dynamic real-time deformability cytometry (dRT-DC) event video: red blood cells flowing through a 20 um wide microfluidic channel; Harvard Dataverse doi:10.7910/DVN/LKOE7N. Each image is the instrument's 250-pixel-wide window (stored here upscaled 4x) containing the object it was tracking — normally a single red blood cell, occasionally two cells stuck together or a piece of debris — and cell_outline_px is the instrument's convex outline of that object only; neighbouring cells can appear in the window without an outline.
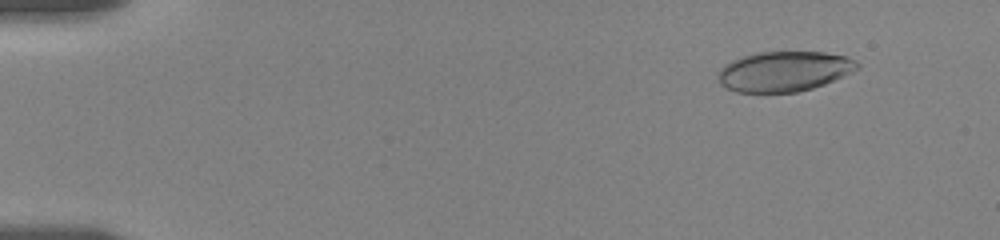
{"species": "human", "species_latin": "Homo sapiens", "temperature_condition": "room temperature", "stored_images_in_passage": 58, "camera_frame_rate_fps": 3000, "um_per_image_px": 0.085, "donor": {"sex": "female"}, "frame": {"image": 1, "passage_image": 6, "time_ms": 1.667, "image_size_px": [1000, 240], "cell_outline_px": [[860, 68], [824, 84], [812, 88], [796, 92], [736, 92], [720, 84], [716, 76], [720, 68], [724, 64], [732, 60], [744, 56], [760, 52], [824, 52], [844, 56], [856, 60], [860, 64]], "centroid_in_image_um": [66.63, 6.06], "position_along_channel_um": 18.4, "area_um2": 32.48}}
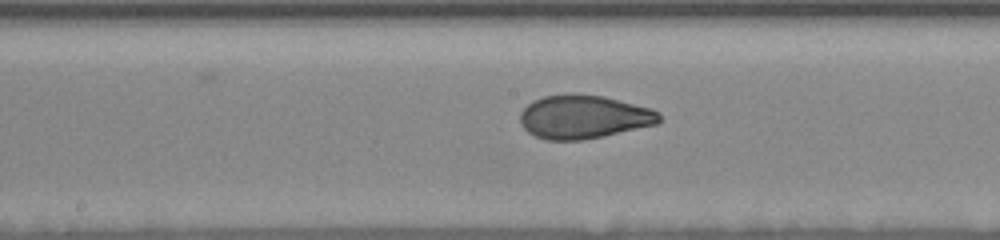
{"frame": {"image": 2, "passage_image": 31, "time_ms": 10.0, "image_size_px": [1000, 240], "cell_outline_px": [[660, 120], [656, 124], [604, 136], [584, 140], [544, 140], [528, 132], [524, 128], [520, 120], [520, 112], [532, 100], [544, 96], [604, 96], [652, 108], [660, 112]], "centroid_in_image_um": [49.63, 9.96], "position_along_channel_um": 198.6, "area_um2": 34.8}}
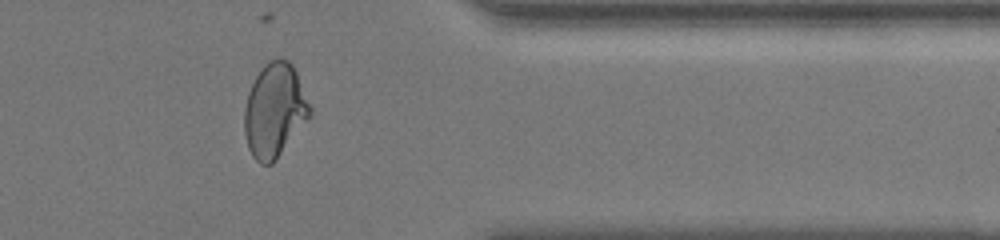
{"frame": {"image": 3, "passage_image": 48, "time_ms": 15.667, "image_size_px": [1000, 240], "cell_outline_px": [[312, 116], [276, 160], [272, 164], [260, 164], [252, 156], [248, 148], [244, 132], [244, 108], [248, 92], [256, 76], [264, 64], [268, 60], [276, 56], [288, 60], [292, 64], [296, 72], [312, 108]], "centroid_in_image_um": [23.35, 9.38], "position_along_channel_um": 388.1, "area_um2": 36.36}, "authors_computed_cell_mechanics": {"area_um2": 34.7956, "velocity_mm_per_s": 3.5269, "shape_relaxation_time_tau1_ms": 11.1429, "shape_relaxation_time_tau2_ms": 0.86, "deformation_change_tau1": 0.2644, "deformation_change_tau2": 0.065}}